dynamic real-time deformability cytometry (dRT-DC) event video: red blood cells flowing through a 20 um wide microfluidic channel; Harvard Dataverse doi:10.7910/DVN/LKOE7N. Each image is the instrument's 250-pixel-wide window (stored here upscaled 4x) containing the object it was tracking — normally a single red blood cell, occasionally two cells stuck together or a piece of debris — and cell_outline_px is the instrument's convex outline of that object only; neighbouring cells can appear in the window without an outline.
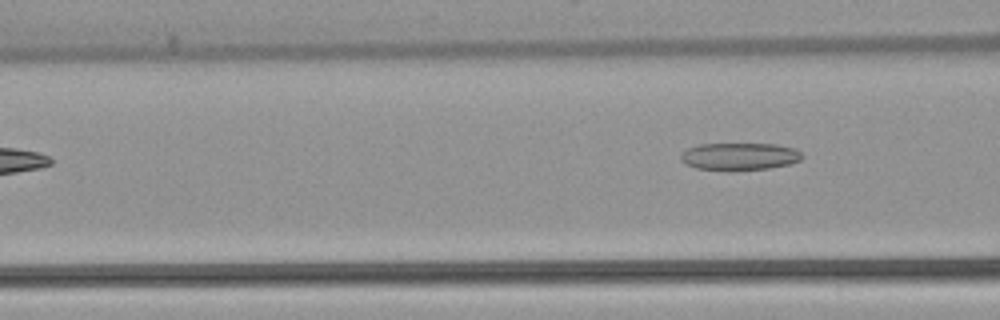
{"species": "common noctule bat (a hibernating species)", "species_latin": "Nyctalus noctula", "temperature_condition": "warm", "stored_images_in_passage": 5, "camera_frame_rate_fps": 3000, "um_per_image_px": 0.085, "animal": {"sex": "female", "body_mass_g": 22.7, "forearm_length_mm": 54.2}, "frame": {"image": 1, "passage_image": 5, "time_ms": 5.667, "image_size_px": [1000, 320], "cell_outline_px": [[804, 156], [800, 160], [788, 164], [768, 168], [732, 172], [728, 172], [696, 168], [684, 164], [680, 160], [680, 152], [688, 148], [700, 144], [776, 144], [796, 148]], "centroid_in_image_um": [62.81, 13.32], "position_along_channel_um": 103.8, "area_um2": 19.88}}